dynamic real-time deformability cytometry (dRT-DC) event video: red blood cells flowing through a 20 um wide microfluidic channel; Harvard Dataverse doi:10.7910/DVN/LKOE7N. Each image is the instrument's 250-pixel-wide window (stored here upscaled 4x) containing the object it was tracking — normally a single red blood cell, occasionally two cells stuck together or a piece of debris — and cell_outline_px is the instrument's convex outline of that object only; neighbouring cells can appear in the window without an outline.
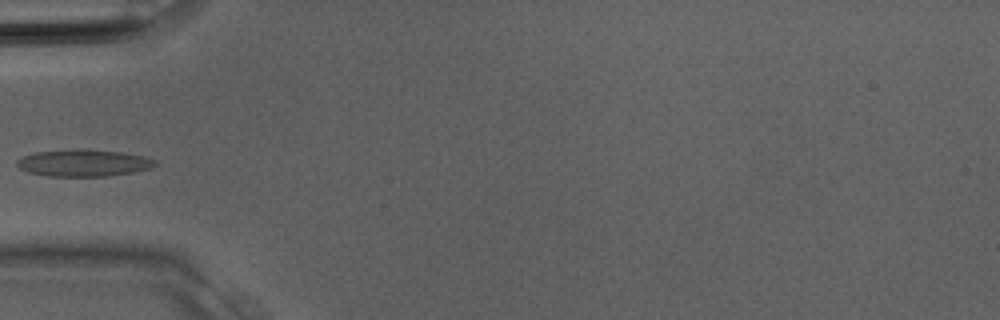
{"species": "Egyptian fruit bat (a non-hibernating species)", "species_latin": "Rousettus aegyptiacus", "temperature_condition": "room temperature", "stored_images_in_passage": 4, "camera_frame_rate_fps": 3000, "um_per_image_px": 0.085, "animal": {"sex": "male"}, "frame": {"image": 1, "passage_image": 1, "time_ms": 0.0, "image_size_px": [1000, 320], "cell_outline_px": [[160, 164], [152, 168], [132, 172], [108, 176], [48, 176], [28, 172], [20, 168], [16, 164], [16, 160], [24, 156], [36, 152], [120, 152], [144, 156], [156, 160]], "centroid_in_image_um": [7.16, 13.91], "position_along_channel_um": 77.8, "area_um2": 20.58}}
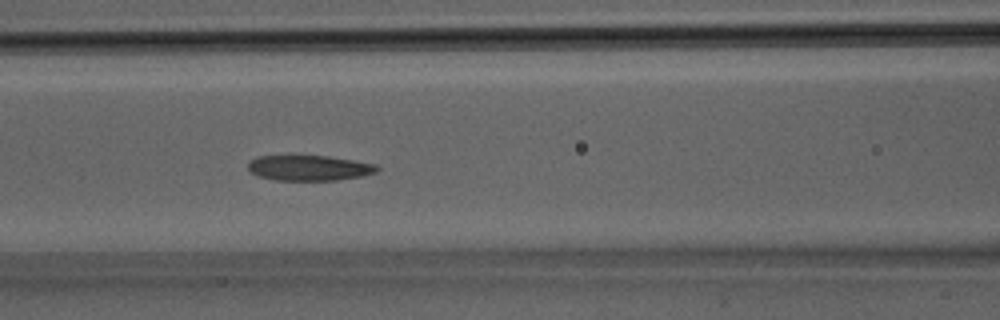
{"frame": {"image": 2, "passage_image": 4, "time_ms": 1.0, "image_size_px": [1000, 320], "cell_outline_px": [[380, 168], [376, 172], [364, 176], [336, 180], [276, 180], [260, 176], [252, 172], [248, 168], [248, 164], [256, 156], [288, 152], [328, 156], [376, 164]], "centroid_in_image_um": [26.24, 14.21], "position_along_channel_um": 140.4, "area_um2": 19.94}}